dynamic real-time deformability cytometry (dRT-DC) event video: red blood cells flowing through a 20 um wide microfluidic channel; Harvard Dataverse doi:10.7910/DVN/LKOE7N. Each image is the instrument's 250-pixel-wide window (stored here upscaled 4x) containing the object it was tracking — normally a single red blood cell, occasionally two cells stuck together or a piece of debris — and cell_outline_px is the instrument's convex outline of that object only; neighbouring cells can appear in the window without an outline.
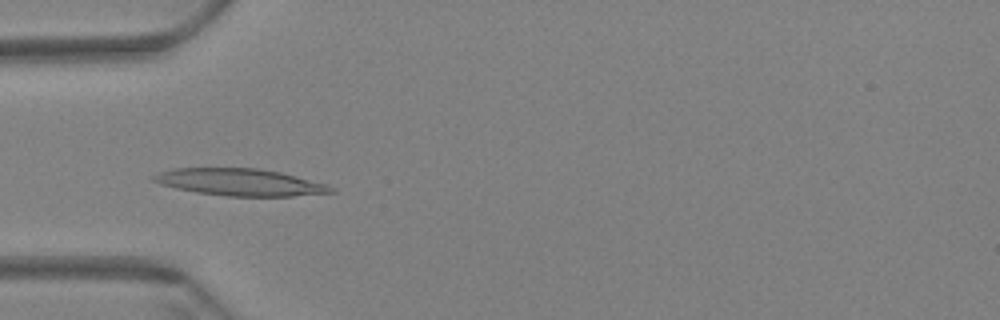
{"species": "Egyptian fruit bat (a non-hibernating species)", "species_latin": "Rousettus aegyptiacus", "temperature_condition": "warm", "stored_images_in_passage": 60, "camera_frame_rate_fps": 3000, "um_per_image_px": 0.085, "animal": {"sex": "female"}, "frame": {"image": 1, "passage_image": 19, "time_ms": 6.0, "image_size_px": [1000, 320], "cell_outline_px": [[336, 192], [292, 196], [224, 196], [196, 192], [176, 188], [160, 184], [152, 180], [152, 176], [160, 172], [176, 168], [256, 168], [280, 172], [324, 184], [336, 188]], "centroid_in_image_um": [20.38, 15.49], "position_along_channel_um": 64.6, "area_um2": 27.69}}
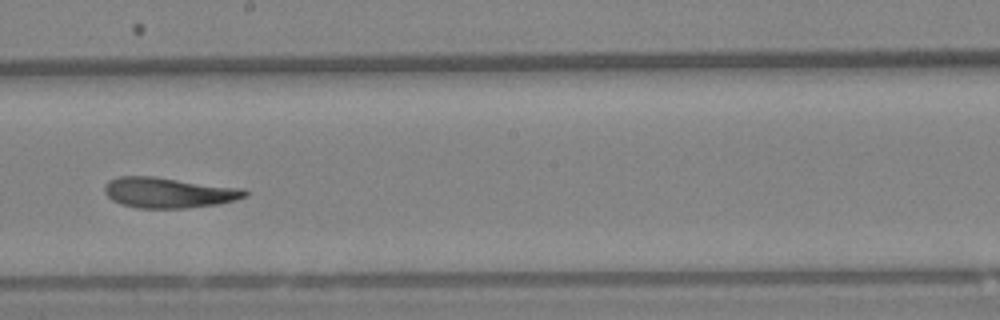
{"frame": {"image": 2, "passage_image": 34, "time_ms": 11.0, "image_size_px": [1000, 320], "cell_outline_px": [[248, 196], [236, 200], [220, 204], [184, 208], [136, 208], [120, 204], [112, 200], [104, 192], [104, 184], [108, 180], [120, 176], [152, 176], [244, 188], [248, 192]], "centroid_in_image_um": [14.34, 16.37], "position_along_channel_um": 233.9, "area_um2": 25.2}}
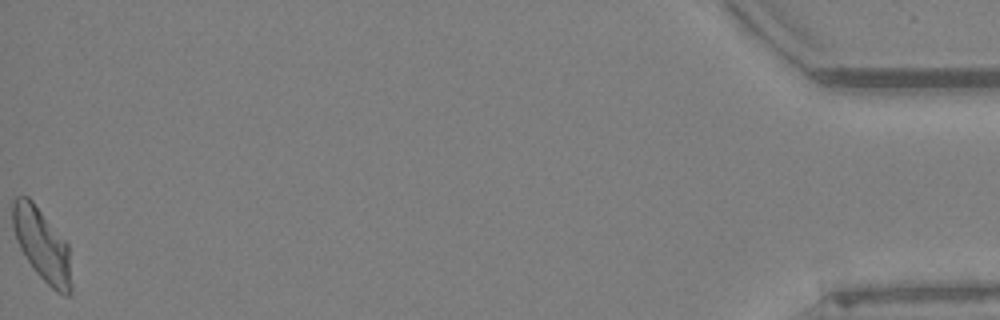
{"frame": {"image": 3, "passage_image": 60, "time_ms": 19.667, "image_size_px": [1000, 320], "cell_outline_px": [[72, 292], [68, 296], [64, 296], [56, 292], [32, 268], [24, 256], [16, 240], [12, 228], [12, 200], [16, 196], [28, 196], [32, 200], [68, 244], [72, 284]], "centroid_in_image_um": [3.56, 20.82], "position_along_channel_um": 431.6, "area_um2": 25.03}, "authors_computed_cell_mechanics": {"area_um2": 25.2297, "velocity_mm_per_s": 3.4219, "shape_relaxation_time_tau1_ms": null, "shape_relaxation_time_tau2_ms": 5.2759, "deformation_change_tau1": null, "deformation_change_tau2": 0.1421}}